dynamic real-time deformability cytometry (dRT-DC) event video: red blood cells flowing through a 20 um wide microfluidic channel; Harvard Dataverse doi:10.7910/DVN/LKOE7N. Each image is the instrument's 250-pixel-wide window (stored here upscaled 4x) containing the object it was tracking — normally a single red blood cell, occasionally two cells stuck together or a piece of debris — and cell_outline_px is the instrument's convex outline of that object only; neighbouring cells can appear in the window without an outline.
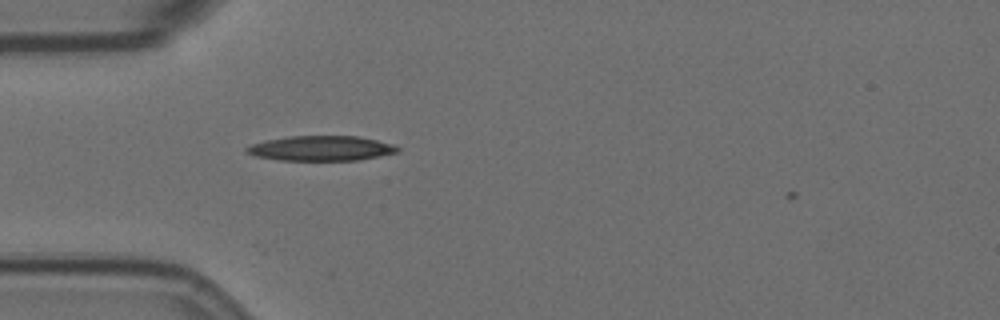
{"species": "Egyptian fruit bat (a non-hibernating species)", "species_latin": "Rousettus aegyptiacus", "temperature_condition": "room temperature", "stored_images_in_passage": 27, "camera_frame_rate_fps": 3000, "um_per_image_px": 0.085, "animal": {"sex": "female"}, "frame": {"image": 1, "passage_image": 3, "time_ms": 0.667, "image_size_px": [1000, 320], "cell_outline_px": [[400, 152], [360, 160], [280, 160], [256, 156], [244, 152], [244, 148], [252, 144], [264, 140], [288, 136], [356, 136], [376, 140], [392, 144], [400, 148]], "centroid_in_image_um": [27.28, 12.6], "position_along_channel_um": 57.7, "area_um2": 22.02}}
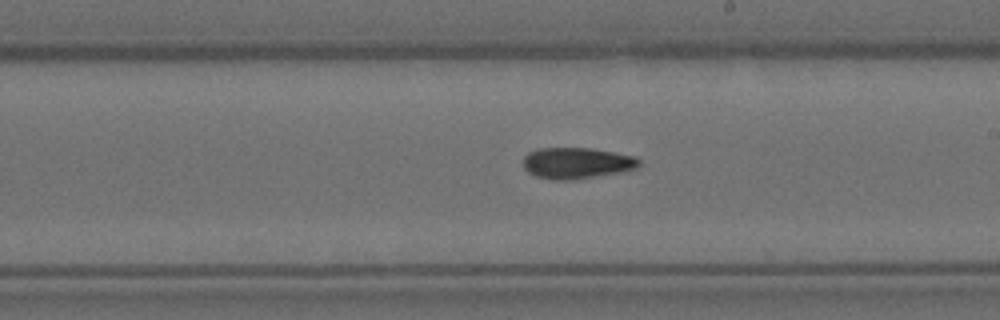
{"frame": {"image": 2, "passage_image": 15, "time_ms": 4.667, "image_size_px": [1000, 320], "cell_outline_px": [[640, 164], [636, 168], [624, 172], [572, 180], [552, 180], [536, 176], [528, 172], [524, 168], [524, 156], [528, 152], [540, 148], [592, 148], [636, 156], [640, 160]], "centroid_in_image_um": [49.04, 13.86], "position_along_channel_um": 240.0, "area_um2": 21.27}}
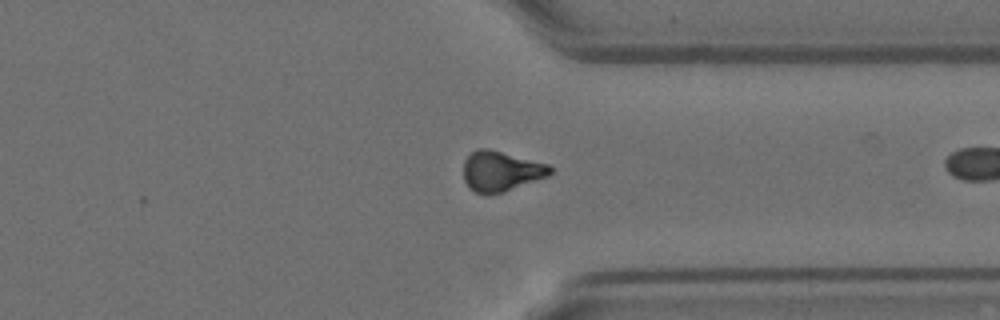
{"frame": {"image": 3, "passage_image": 26, "time_ms": 8.333, "image_size_px": [1000, 320], "cell_outline_px": [[552, 172], [548, 176], [504, 192], [488, 196], [484, 196], [468, 188], [464, 180], [464, 160], [476, 148], [488, 148], [548, 164], [552, 168]], "centroid_in_image_um": [42.55, 14.57], "position_along_channel_um": 368.8, "area_um2": 20.52}}